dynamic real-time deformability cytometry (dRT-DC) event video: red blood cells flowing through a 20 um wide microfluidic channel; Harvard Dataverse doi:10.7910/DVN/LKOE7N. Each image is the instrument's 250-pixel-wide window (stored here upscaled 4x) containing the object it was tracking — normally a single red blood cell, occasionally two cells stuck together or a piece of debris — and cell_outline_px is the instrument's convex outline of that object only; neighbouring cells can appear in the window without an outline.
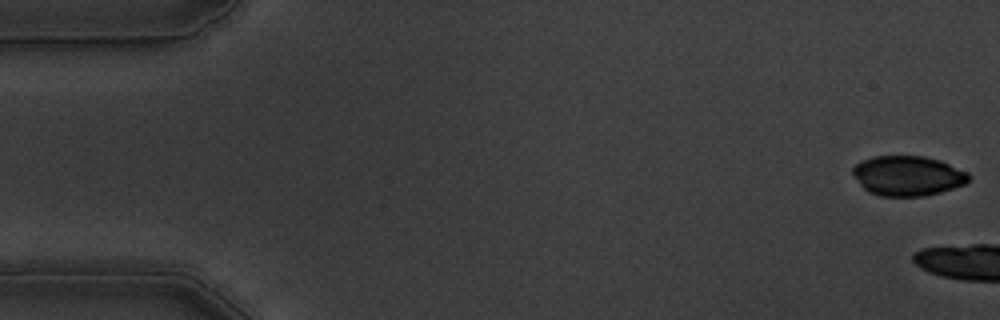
{"species": "common noctule bat (a hibernating species)", "species_latin": "Nyctalus noctula", "temperature_condition": "warm", "stored_images_in_passage": 5, "camera_frame_rate_fps": 3000, "um_per_image_px": 0.085, "animal": {"sex": "male", "body_mass_g": 19.5, "forearm_length_mm": 54.6}, "frame": {"image": 1, "passage_image": 1, "time_ms": 0.0, "image_size_px": [1000, 320], "cell_outline_px": [[972, 176], [964, 184], [940, 192], [924, 196], [880, 196], [868, 192], [860, 184], [852, 172], [852, 168], [860, 160], [872, 156], [924, 156], [940, 160], [968, 172]], "centroid_in_image_um": [77.15, 14.93], "position_along_channel_um": 7.9, "area_um2": 27.05}}